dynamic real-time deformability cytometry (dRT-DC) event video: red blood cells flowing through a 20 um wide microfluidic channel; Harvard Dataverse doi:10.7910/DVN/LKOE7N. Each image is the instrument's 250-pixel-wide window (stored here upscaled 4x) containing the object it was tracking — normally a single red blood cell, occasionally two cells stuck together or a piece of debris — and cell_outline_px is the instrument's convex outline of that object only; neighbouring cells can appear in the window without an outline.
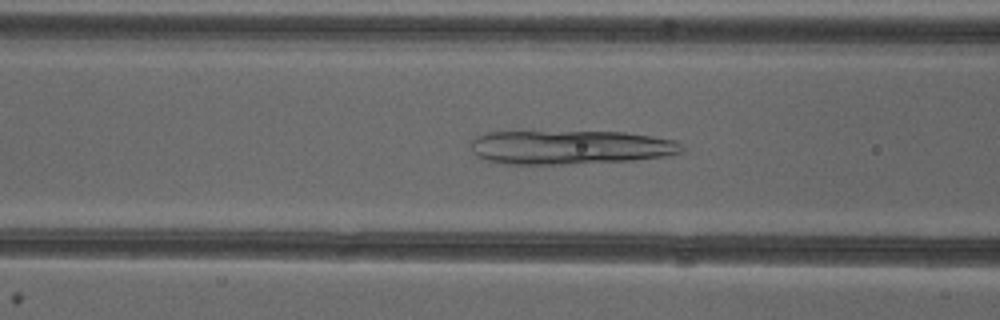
{"species": "common noctule bat (a hibernating species)", "species_latin": "Nyctalus noctula", "temperature_condition": "cold", "stored_images_in_passage": 47, "camera_frame_rate_fps": 3000, "um_per_image_px": 0.085, "animal": {"sex": "female"}, "frame": {"image": 1, "passage_image": 16, "time_ms": 5.0, "image_size_px": [1000, 320], "cell_outline_px": [[684, 152], [668, 156], [632, 160], [564, 164], [500, 164], [484, 160], [472, 152], [468, 144], [476, 136], [488, 132], [624, 132], [652, 136], [676, 140], [684, 144]], "centroid_in_image_um": [48.47, 12.52], "position_along_channel_um": 118.1, "area_um2": 42.19}}
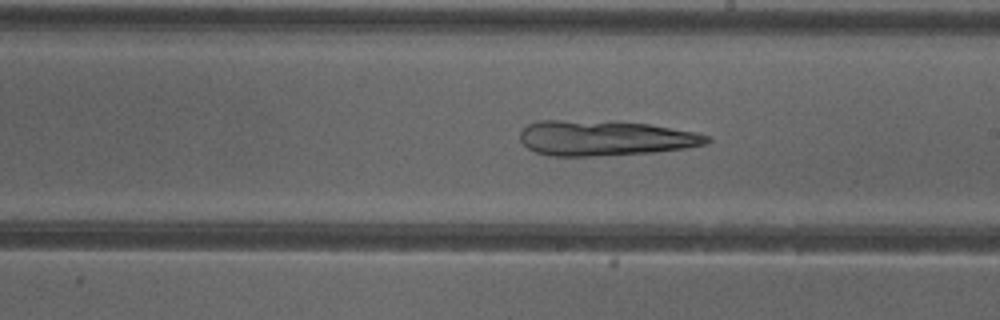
{"frame": {"image": 2, "passage_image": 25, "time_ms": 8.0, "image_size_px": [1000, 320], "cell_outline_px": [[712, 140], [704, 144], [684, 148], [652, 152], [592, 156], [552, 156], [536, 152], [528, 148], [520, 140], [520, 132], [528, 124], [540, 120], [616, 120], [648, 124], [696, 132], [708, 136]], "centroid_in_image_um": [51.39, 11.71], "position_along_channel_um": 237.6, "area_um2": 38.55}}
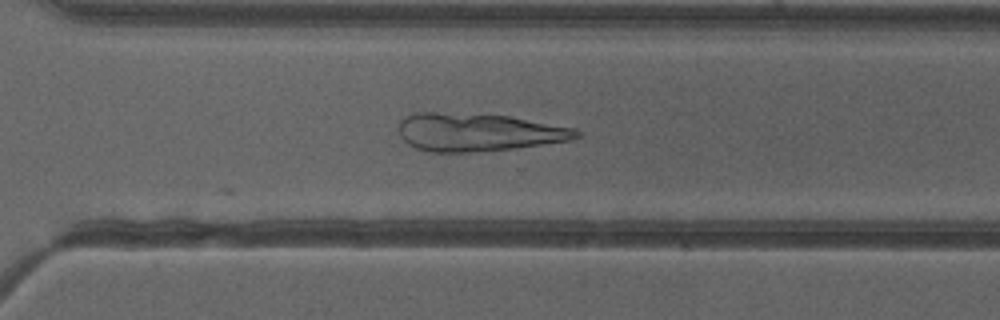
{"frame": {"image": 3, "passage_image": 32, "time_ms": 10.333, "image_size_px": [1000, 320], "cell_outline_px": [[580, 136], [572, 140], [516, 148], [472, 152], [432, 152], [416, 148], [408, 144], [400, 136], [400, 120], [404, 116], [412, 112], [436, 112], [508, 116], [576, 128], [580, 132]], "centroid_in_image_um": [40.64, 11.24], "position_along_channel_um": 330.0, "area_um2": 39.3}}